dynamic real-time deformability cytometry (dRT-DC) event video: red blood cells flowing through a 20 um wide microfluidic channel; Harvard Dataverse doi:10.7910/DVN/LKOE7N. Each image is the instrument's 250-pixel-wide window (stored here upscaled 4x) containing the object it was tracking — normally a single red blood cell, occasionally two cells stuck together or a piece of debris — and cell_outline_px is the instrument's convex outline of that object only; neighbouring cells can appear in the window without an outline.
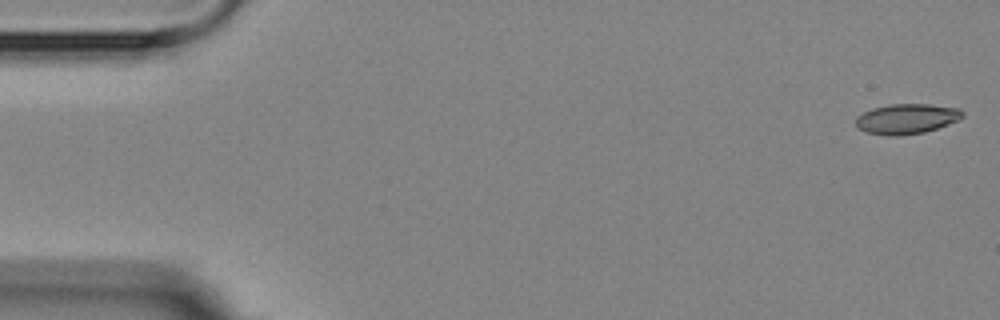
{"species": "Egyptian fruit bat (a non-hibernating species)", "species_latin": "Rousettus aegyptiacus", "temperature_condition": "room temperature", "stored_images_in_passage": 5, "camera_frame_rate_fps": 3000, "um_per_image_px": 0.085, "animal": {"sex": "female"}, "frame": {"image": 1, "passage_image": 1, "time_ms": 0.0, "image_size_px": [1000, 320], "cell_outline_px": [[964, 116], [960, 120], [924, 132], [900, 136], [888, 136], [868, 132], [860, 128], [856, 124], [856, 116], [872, 108], [888, 104], [928, 104], [960, 108], [964, 112]], "centroid_in_image_um": [77.1, 10.09], "position_along_channel_um": 7.9, "area_um2": 18.79}}
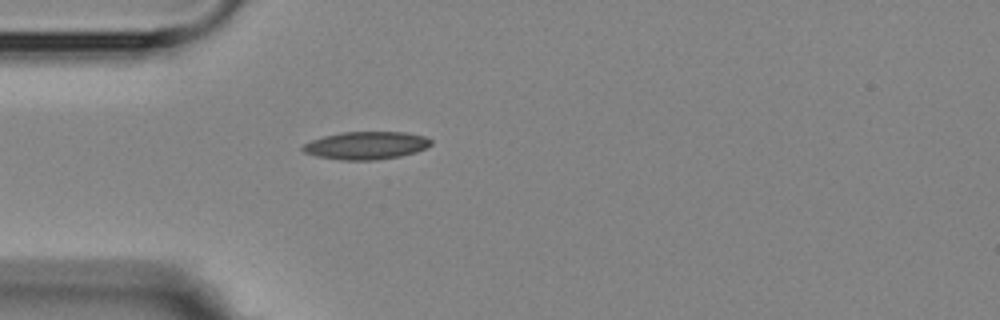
{"frame": {"image": 2, "passage_image": 5, "time_ms": 4.667, "image_size_px": [1000, 320], "cell_outline_px": [[432, 144], [416, 152], [400, 156], [376, 160], [340, 160], [316, 156], [304, 152], [300, 148], [304, 144], [312, 140], [324, 136], [344, 132], [404, 132], [424, 136], [432, 140]], "centroid_in_image_um": [31.11, 12.37], "position_along_channel_um": 53.9, "area_um2": 20.69}}